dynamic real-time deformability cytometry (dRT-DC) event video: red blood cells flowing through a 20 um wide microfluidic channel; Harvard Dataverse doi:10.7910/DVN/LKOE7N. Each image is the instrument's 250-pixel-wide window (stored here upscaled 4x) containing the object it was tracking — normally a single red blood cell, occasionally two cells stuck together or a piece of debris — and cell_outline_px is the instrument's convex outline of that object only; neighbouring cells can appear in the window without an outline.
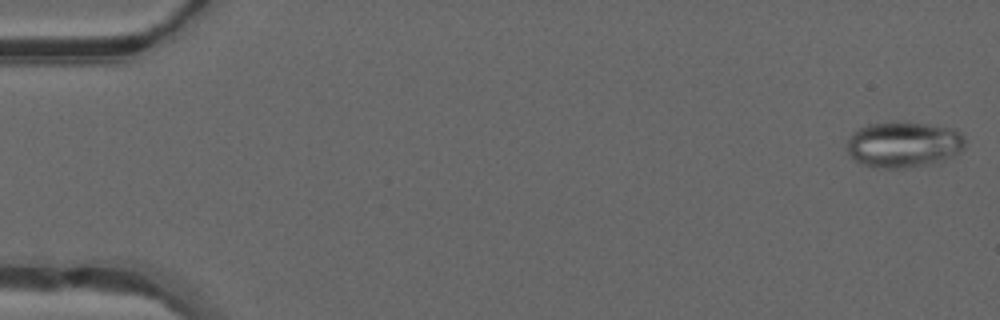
{"species": "common noctule bat (a hibernating species)", "species_latin": "Nyctalus noctula", "temperature_condition": "warm", "stored_images_in_passage": 13, "camera_frame_rate_fps": 3000, "um_per_image_px": 0.085, "animal": {"sex": "male", "forearm_length_mm": 52.5}, "frame": {"image": 1, "passage_image": 1, "time_ms": 0.0, "image_size_px": [1000, 320], "cell_outline_px": [[964, 148], [960, 152], [940, 164], [904, 168], [884, 168], [864, 164], [856, 160], [848, 152], [848, 140], [852, 132], [868, 124], [892, 120], [904, 120], [956, 128], [964, 136]], "centroid_in_image_um": [76.88, 12.25], "position_along_channel_um": 8.1, "area_um2": 32.48}}